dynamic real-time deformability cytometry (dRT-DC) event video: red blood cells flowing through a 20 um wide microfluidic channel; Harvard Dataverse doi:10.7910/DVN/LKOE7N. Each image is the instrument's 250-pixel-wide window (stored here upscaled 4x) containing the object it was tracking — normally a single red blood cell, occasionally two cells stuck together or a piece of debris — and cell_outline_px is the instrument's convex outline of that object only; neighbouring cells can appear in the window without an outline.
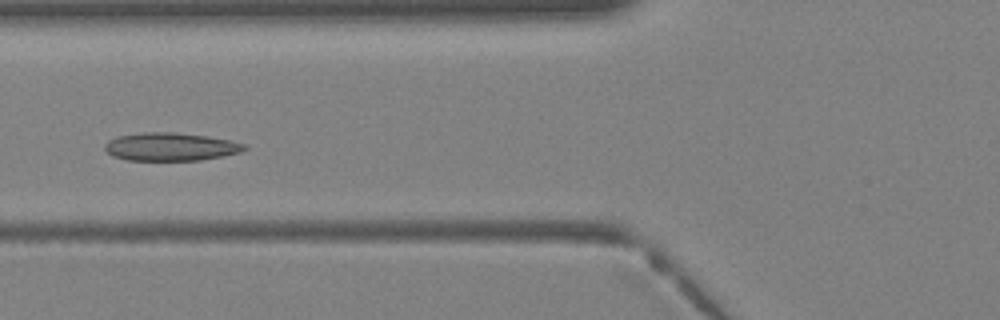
{"species": "Egyptian fruit bat (a non-hibernating species)", "species_latin": "Rousettus aegyptiacus", "temperature_condition": "warm", "stored_images_in_passage": 27, "camera_frame_rate_fps": 3000, "um_per_image_px": 0.085, "animal": {"sex": "female"}, "frame": {"image": 1, "passage_image": 4, "time_ms": 1.0, "image_size_px": [1000, 320], "cell_outline_px": [[248, 148], [240, 152], [224, 156], [200, 160], [128, 160], [112, 156], [104, 148], [104, 144], [108, 140], [116, 136], [144, 132], [176, 132], [208, 136], [228, 140], [244, 144]], "centroid_in_image_um": [14.48, 12.47], "position_along_channel_um": 111.3, "area_um2": 22.89}}
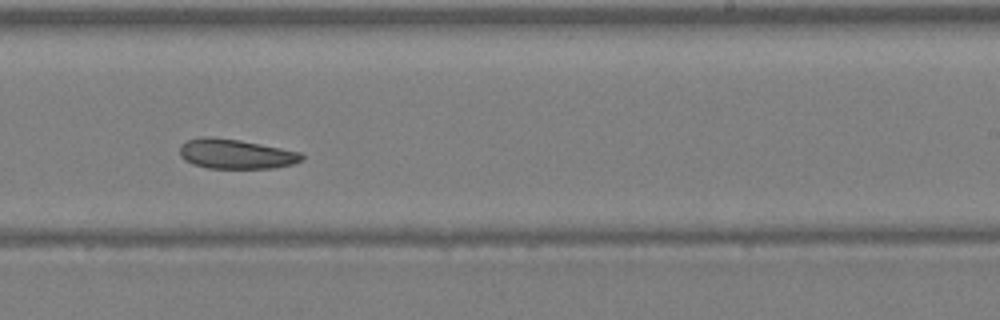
{"frame": {"image": 2, "passage_image": 13, "time_ms": 4.0, "image_size_px": [1000, 320], "cell_outline_px": [[304, 160], [292, 164], [272, 168], [208, 168], [192, 164], [184, 160], [180, 156], [180, 144], [188, 140], [204, 136], [240, 140], [300, 152], [304, 156]], "centroid_in_image_um": [20.02, 13.09], "position_along_channel_um": 269.0, "area_um2": 21.04}}
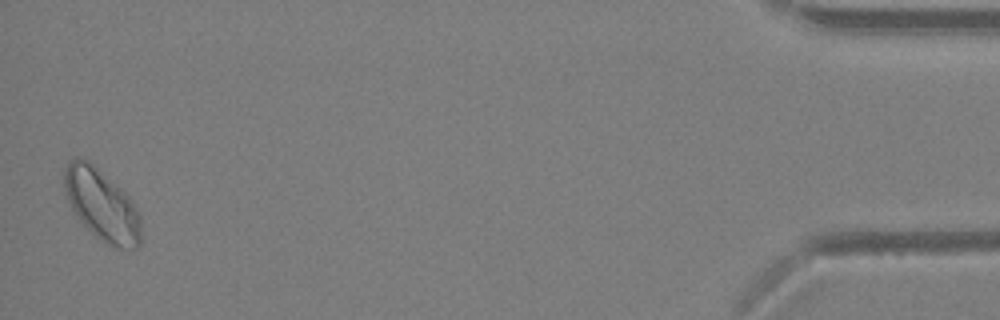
{"frame": {"image": 3, "passage_image": 27, "time_ms": 8.667, "image_size_px": [1000, 320], "cell_outline_px": [[140, 244], [136, 248], [116, 248], [104, 244], [80, 220], [72, 208], [64, 192], [64, 168], [68, 160], [76, 156], [80, 156], [88, 160], [124, 192], [132, 200], [140, 216]], "centroid_in_image_um": [8.63, 17.4], "position_along_channel_um": 426.6, "area_um2": 31.79}}